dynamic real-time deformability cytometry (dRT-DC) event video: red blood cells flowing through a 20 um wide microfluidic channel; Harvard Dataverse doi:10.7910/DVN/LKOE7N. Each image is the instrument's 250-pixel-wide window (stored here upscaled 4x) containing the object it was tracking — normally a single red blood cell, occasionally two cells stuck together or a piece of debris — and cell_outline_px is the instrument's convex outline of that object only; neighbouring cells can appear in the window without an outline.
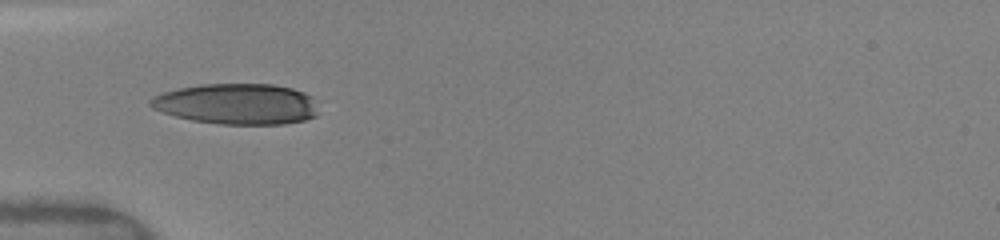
{"species": "human", "species_latin": "Homo sapiens", "temperature_condition": "warm", "stored_images_in_passage": 63, "camera_frame_rate_fps": 3000, "um_per_image_px": 0.085, "donor": {"sex": "female"}, "frame": {"image": 1, "passage_image": 1, "time_ms": 0.0, "image_size_px": [1000, 240], "cell_outline_px": [[316, 116], [304, 120], [284, 124], [220, 124], [192, 120], [176, 116], [152, 108], [148, 104], [148, 100], [152, 96], [176, 88], [200, 84], [272, 84], [292, 88], [304, 92], [312, 96], [316, 112]], "centroid_in_image_um": [20.1, 8.83], "position_along_channel_um": 64.9, "area_um2": 39.94}}
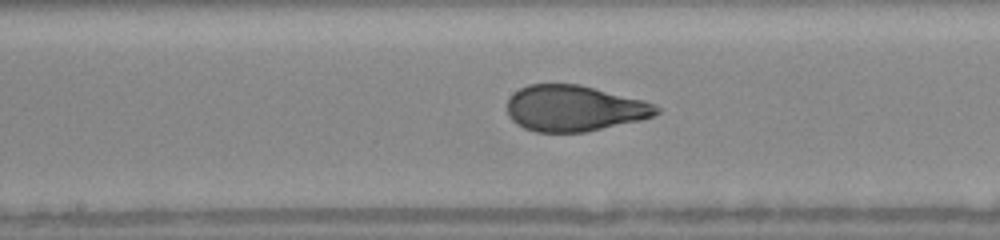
{"frame": {"image": 2, "passage_image": 29, "time_ms": 3.333, "image_size_px": [1000, 240], "cell_outline_px": [[660, 112], [652, 116], [640, 120], [584, 132], [536, 132], [524, 128], [516, 124], [508, 116], [508, 100], [512, 92], [528, 84], [580, 84], [644, 100], [660, 108]], "centroid_in_image_um": [48.78, 9.2], "position_along_channel_um": 199.4, "area_um2": 40.0}}
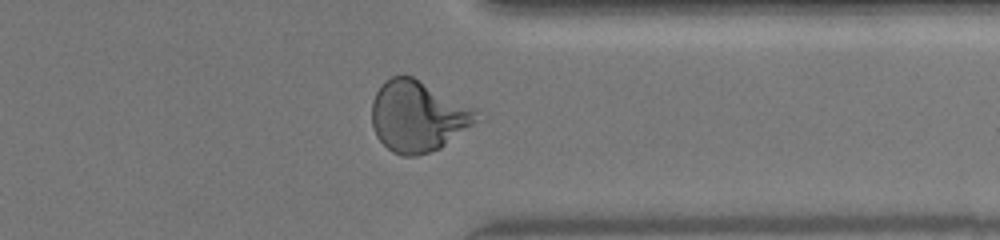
{"frame": {"image": 3, "passage_image": 54, "time_ms": 7.667, "image_size_px": [1000, 240], "cell_outline_px": [[476, 112], [472, 124], [440, 148], [416, 156], [400, 156], [392, 152], [376, 136], [372, 124], [372, 100], [380, 84], [384, 80], [392, 76], [412, 76], [472, 108]], "centroid_in_image_um": [35.42, 9.89], "position_along_channel_um": 376.0, "area_um2": 42.31}, "authors_computed_cell_mechanics": {"area_um2": 40.1132, "velocity_mm_per_s": 4.1083, "shape_relaxation_time_tau1_ms": 4.0527, "shape_relaxation_time_tau2_ms": null, "deformation_change_tau1": 0.2131, "deformation_change_tau2": null}}